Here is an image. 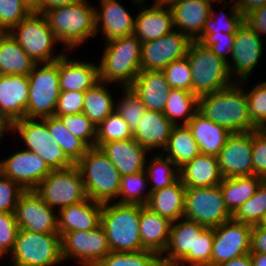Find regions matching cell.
Instances as JSON below:
<instances>
[{
  "label": "cell",
  "mask_w": 266,
  "mask_h": 266,
  "mask_svg": "<svg viewBox=\"0 0 266 266\" xmlns=\"http://www.w3.org/2000/svg\"><path fill=\"white\" fill-rule=\"evenodd\" d=\"M198 112L231 133L256 130L251 123L243 81L198 98Z\"/></svg>",
  "instance_id": "obj_1"
},
{
  "label": "cell",
  "mask_w": 266,
  "mask_h": 266,
  "mask_svg": "<svg viewBox=\"0 0 266 266\" xmlns=\"http://www.w3.org/2000/svg\"><path fill=\"white\" fill-rule=\"evenodd\" d=\"M89 0L47 10L44 15L64 50L72 51L91 37L96 38V16Z\"/></svg>",
  "instance_id": "obj_2"
},
{
  "label": "cell",
  "mask_w": 266,
  "mask_h": 266,
  "mask_svg": "<svg viewBox=\"0 0 266 266\" xmlns=\"http://www.w3.org/2000/svg\"><path fill=\"white\" fill-rule=\"evenodd\" d=\"M99 62V80L113 87L131 86L141 72L142 42L133 34L105 41ZM119 84V86L116 85Z\"/></svg>",
  "instance_id": "obj_3"
},
{
  "label": "cell",
  "mask_w": 266,
  "mask_h": 266,
  "mask_svg": "<svg viewBox=\"0 0 266 266\" xmlns=\"http://www.w3.org/2000/svg\"><path fill=\"white\" fill-rule=\"evenodd\" d=\"M140 205L103 203L101 225L109 247L115 252H139L145 250L139 234Z\"/></svg>",
  "instance_id": "obj_4"
},
{
  "label": "cell",
  "mask_w": 266,
  "mask_h": 266,
  "mask_svg": "<svg viewBox=\"0 0 266 266\" xmlns=\"http://www.w3.org/2000/svg\"><path fill=\"white\" fill-rule=\"evenodd\" d=\"M81 173L87 197L100 203L118 197L121 175L99 147H89L75 164Z\"/></svg>",
  "instance_id": "obj_5"
},
{
  "label": "cell",
  "mask_w": 266,
  "mask_h": 266,
  "mask_svg": "<svg viewBox=\"0 0 266 266\" xmlns=\"http://www.w3.org/2000/svg\"><path fill=\"white\" fill-rule=\"evenodd\" d=\"M186 57L192 72V92L196 96L219 91L234 83L227 62L201 43L191 41Z\"/></svg>",
  "instance_id": "obj_6"
},
{
  "label": "cell",
  "mask_w": 266,
  "mask_h": 266,
  "mask_svg": "<svg viewBox=\"0 0 266 266\" xmlns=\"http://www.w3.org/2000/svg\"><path fill=\"white\" fill-rule=\"evenodd\" d=\"M10 266H59L60 233H37L19 229L13 251L7 258Z\"/></svg>",
  "instance_id": "obj_7"
},
{
  "label": "cell",
  "mask_w": 266,
  "mask_h": 266,
  "mask_svg": "<svg viewBox=\"0 0 266 266\" xmlns=\"http://www.w3.org/2000/svg\"><path fill=\"white\" fill-rule=\"evenodd\" d=\"M9 34L36 63L54 62L65 54L64 50L59 51L57 55L53 54V47L59 44V41L43 13L32 11L14 26Z\"/></svg>",
  "instance_id": "obj_8"
},
{
  "label": "cell",
  "mask_w": 266,
  "mask_h": 266,
  "mask_svg": "<svg viewBox=\"0 0 266 266\" xmlns=\"http://www.w3.org/2000/svg\"><path fill=\"white\" fill-rule=\"evenodd\" d=\"M18 134L25 150L39 155L51 170L65 169L75 165L49 133L47 117L27 118L13 122V134Z\"/></svg>",
  "instance_id": "obj_9"
},
{
  "label": "cell",
  "mask_w": 266,
  "mask_h": 266,
  "mask_svg": "<svg viewBox=\"0 0 266 266\" xmlns=\"http://www.w3.org/2000/svg\"><path fill=\"white\" fill-rule=\"evenodd\" d=\"M28 80L26 117L43 119L54 116L60 94L58 60L37 63L28 75Z\"/></svg>",
  "instance_id": "obj_10"
},
{
  "label": "cell",
  "mask_w": 266,
  "mask_h": 266,
  "mask_svg": "<svg viewBox=\"0 0 266 266\" xmlns=\"http://www.w3.org/2000/svg\"><path fill=\"white\" fill-rule=\"evenodd\" d=\"M35 191L49 207L58 211L88 198L81 173L76 165L52 170Z\"/></svg>",
  "instance_id": "obj_11"
},
{
  "label": "cell",
  "mask_w": 266,
  "mask_h": 266,
  "mask_svg": "<svg viewBox=\"0 0 266 266\" xmlns=\"http://www.w3.org/2000/svg\"><path fill=\"white\" fill-rule=\"evenodd\" d=\"M184 218L206 228H216L232 219L219 185L186 188Z\"/></svg>",
  "instance_id": "obj_12"
},
{
  "label": "cell",
  "mask_w": 266,
  "mask_h": 266,
  "mask_svg": "<svg viewBox=\"0 0 266 266\" xmlns=\"http://www.w3.org/2000/svg\"><path fill=\"white\" fill-rule=\"evenodd\" d=\"M111 251L103 226L88 231L74 230L61 236L63 261H75L79 266H96Z\"/></svg>",
  "instance_id": "obj_13"
},
{
  "label": "cell",
  "mask_w": 266,
  "mask_h": 266,
  "mask_svg": "<svg viewBox=\"0 0 266 266\" xmlns=\"http://www.w3.org/2000/svg\"><path fill=\"white\" fill-rule=\"evenodd\" d=\"M263 44H266L264 38L245 23L237 30L229 59L231 61L227 62L230 77L234 82L248 80L263 56Z\"/></svg>",
  "instance_id": "obj_14"
},
{
  "label": "cell",
  "mask_w": 266,
  "mask_h": 266,
  "mask_svg": "<svg viewBox=\"0 0 266 266\" xmlns=\"http://www.w3.org/2000/svg\"><path fill=\"white\" fill-rule=\"evenodd\" d=\"M57 212L44 202L35 189H31L21 193L14 213L19 229L59 233Z\"/></svg>",
  "instance_id": "obj_15"
},
{
  "label": "cell",
  "mask_w": 266,
  "mask_h": 266,
  "mask_svg": "<svg viewBox=\"0 0 266 266\" xmlns=\"http://www.w3.org/2000/svg\"><path fill=\"white\" fill-rule=\"evenodd\" d=\"M252 225L233 219L214 228L211 265H219L251 252Z\"/></svg>",
  "instance_id": "obj_16"
},
{
  "label": "cell",
  "mask_w": 266,
  "mask_h": 266,
  "mask_svg": "<svg viewBox=\"0 0 266 266\" xmlns=\"http://www.w3.org/2000/svg\"><path fill=\"white\" fill-rule=\"evenodd\" d=\"M191 40L174 29L156 40L142 43L141 68L146 71H162L174 60L186 56Z\"/></svg>",
  "instance_id": "obj_17"
},
{
  "label": "cell",
  "mask_w": 266,
  "mask_h": 266,
  "mask_svg": "<svg viewBox=\"0 0 266 266\" xmlns=\"http://www.w3.org/2000/svg\"><path fill=\"white\" fill-rule=\"evenodd\" d=\"M206 227L185 218L171 223L167 249L161 256L163 266H195L196 234Z\"/></svg>",
  "instance_id": "obj_18"
},
{
  "label": "cell",
  "mask_w": 266,
  "mask_h": 266,
  "mask_svg": "<svg viewBox=\"0 0 266 266\" xmlns=\"http://www.w3.org/2000/svg\"><path fill=\"white\" fill-rule=\"evenodd\" d=\"M252 152L253 131L232 133L217 156L223 178L252 176Z\"/></svg>",
  "instance_id": "obj_19"
},
{
  "label": "cell",
  "mask_w": 266,
  "mask_h": 266,
  "mask_svg": "<svg viewBox=\"0 0 266 266\" xmlns=\"http://www.w3.org/2000/svg\"><path fill=\"white\" fill-rule=\"evenodd\" d=\"M1 173L24 190L35 189L52 171L34 152L20 149L0 161Z\"/></svg>",
  "instance_id": "obj_20"
},
{
  "label": "cell",
  "mask_w": 266,
  "mask_h": 266,
  "mask_svg": "<svg viewBox=\"0 0 266 266\" xmlns=\"http://www.w3.org/2000/svg\"><path fill=\"white\" fill-rule=\"evenodd\" d=\"M132 2L133 6L135 4L139 8L135 14L133 35L142 43L156 40L175 29L170 8L153 5L146 7L144 6L146 0H132Z\"/></svg>",
  "instance_id": "obj_21"
},
{
  "label": "cell",
  "mask_w": 266,
  "mask_h": 266,
  "mask_svg": "<svg viewBox=\"0 0 266 266\" xmlns=\"http://www.w3.org/2000/svg\"><path fill=\"white\" fill-rule=\"evenodd\" d=\"M96 8V34L101 30L104 41L128 36L134 32L135 15L117 0H99Z\"/></svg>",
  "instance_id": "obj_22"
},
{
  "label": "cell",
  "mask_w": 266,
  "mask_h": 266,
  "mask_svg": "<svg viewBox=\"0 0 266 266\" xmlns=\"http://www.w3.org/2000/svg\"><path fill=\"white\" fill-rule=\"evenodd\" d=\"M58 73L60 91L85 92L99 81V64L69 59L68 52L58 59Z\"/></svg>",
  "instance_id": "obj_23"
},
{
  "label": "cell",
  "mask_w": 266,
  "mask_h": 266,
  "mask_svg": "<svg viewBox=\"0 0 266 266\" xmlns=\"http://www.w3.org/2000/svg\"><path fill=\"white\" fill-rule=\"evenodd\" d=\"M101 150L107 155L121 176L145 170L149 152L134 138L104 143ZM148 153V154H146Z\"/></svg>",
  "instance_id": "obj_24"
},
{
  "label": "cell",
  "mask_w": 266,
  "mask_h": 266,
  "mask_svg": "<svg viewBox=\"0 0 266 266\" xmlns=\"http://www.w3.org/2000/svg\"><path fill=\"white\" fill-rule=\"evenodd\" d=\"M212 5L206 0H180L170 8L174 28L195 41L202 33Z\"/></svg>",
  "instance_id": "obj_25"
},
{
  "label": "cell",
  "mask_w": 266,
  "mask_h": 266,
  "mask_svg": "<svg viewBox=\"0 0 266 266\" xmlns=\"http://www.w3.org/2000/svg\"><path fill=\"white\" fill-rule=\"evenodd\" d=\"M28 95V76L0 75V112L13 122L26 117Z\"/></svg>",
  "instance_id": "obj_26"
},
{
  "label": "cell",
  "mask_w": 266,
  "mask_h": 266,
  "mask_svg": "<svg viewBox=\"0 0 266 266\" xmlns=\"http://www.w3.org/2000/svg\"><path fill=\"white\" fill-rule=\"evenodd\" d=\"M103 203L90 198L73 204L58 211V232L62 236L74 230L88 231L101 224Z\"/></svg>",
  "instance_id": "obj_27"
},
{
  "label": "cell",
  "mask_w": 266,
  "mask_h": 266,
  "mask_svg": "<svg viewBox=\"0 0 266 266\" xmlns=\"http://www.w3.org/2000/svg\"><path fill=\"white\" fill-rule=\"evenodd\" d=\"M174 126L163 112L146 110L133 132V138L148 151H163Z\"/></svg>",
  "instance_id": "obj_28"
},
{
  "label": "cell",
  "mask_w": 266,
  "mask_h": 266,
  "mask_svg": "<svg viewBox=\"0 0 266 266\" xmlns=\"http://www.w3.org/2000/svg\"><path fill=\"white\" fill-rule=\"evenodd\" d=\"M131 87L147 110L163 112L171 91L163 71L141 70Z\"/></svg>",
  "instance_id": "obj_29"
},
{
  "label": "cell",
  "mask_w": 266,
  "mask_h": 266,
  "mask_svg": "<svg viewBox=\"0 0 266 266\" xmlns=\"http://www.w3.org/2000/svg\"><path fill=\"white\" fill-rule=\"evenodd\" d=\"M171 223L146 205H140L139 234L143 248L162 256L169 243Z\"/></svg>",
  "instance_id": "obj_30"
},
{
  "label": "cell",
  "mask_w": 266,
  "mask_h": 266,
  "mask_svg": "<svg viewBox=\"0 0 266 266\" xmlns=\"http://www.w3.org/2000/svg\"><path fill=\"white\" fill-rule=\"evenodd\" d=\"M180 179L186 188L213 187L222 182L216 156L200 153L179 169Z\"/></svg>",
  "instance_id": "obj_31"
},
{
  "label": "cell",
  "mask_w": 266,
  "mask_h": 266,
  "mask_svg": "<svg viewBox=\"0 0 266 266\" xmlns=\"http://www.w3.org/2000/svg\"><path fill=\"white\" fill-rule=\"evenodd\" d=\"M186 186L179 178L168 187L151 192L147 207L170 222L184 218Z\"/></svg>",
  "instance_id": "obj_32"
},
{
  "label": "cell",
  "mask_w": 266,
  "mask_h": 266,
  "mask_svg": "<svg viewBox=\"0 0 266 266\" xmlns=\"http://www.w3.org/2000/svg\"><path fill=\"white\" fill-rule=\"evenodd\" d=\"M203 154L218 156L232 134L225 127L214 123L197 112L187 124Z\"/></svg>",
  "instance_id": "obj_33"
},
{
  "label": "cell",
  "mask_w": 266,
  "mask_h": 266,
  "mask_svg": "<svg viewBox=\"0 0 266 266\" xmlns=\"http://www.w3.org/2000/svg\"><path fill=\"white\" fill-rule=\"evenodd\" d=\"M36 64L9 32H0V75L28 76Z\"/></svg>",
  "instance_id": "obj_34"
},
{
  "label": "cell",
  "mask_w": 266,
  "mask_h": 266,
  "mask_svg": "<svg viewBox=\"0 0 266 266\" xmlns=\"http://www.w3.org/2000/svg\"><path fill=\"white\" fill-rule=\"evenodd\" d=\"M179 169L201 153L187 125L174 126L165 149L161 152Z\"/></svg>",
  "instance_id": "obj_35"
},
{
  "label": "cell",
  "mask_w": 266,
  "mask_h": 266,
  "mask_svg": "<svg viewBox=\"0 0 266 266\" xmlns=\"http://www.w3.org/2000/svg\"><path fill=\"white\" fill-rule=\"evenodd\" d=\"M263 182V178L252 175L223 178L219 184L227 209L233 215L236 210L253 196Z\"/></svg>",
  "instance_id": "obj_36"
},
{
  "label": "cell",
  "mask_w": 266,
  "mask_h": 266,
  "mask_svg": "<svg viewBox=\"0 0 266 266\" xmlns=\"http://www.w3.org/2000/svg\"><path fill=\"white\" fill-rule=\"evenodd\" d=\"M107 82L99 80L85 91L82 113L97 127L112 112L115 111V100L107 89Z\"/></svg>",
  "instance_id": "obj_37"
},
{
  "label": "cell",
  "mask_w": 266,
  "mask_h": 266,
  "mask_svg": "<svg viewBox=\"0 0 266 266\" xmlns=\"http://www.w3.org/2000/svg\"><path fill=\"white\" fill-rule=\"evenodd\" d=\"M198 98L191 91L171 88L163 114L175 126L187 125L198 112Z\"/></svg>",
  "instance_id": "obj_38"
},
{
  "label": "cell",
  "mask_w": 266,
  "mask_h": 266,
  "mask_svg": "<svg viewBox=\"0 0 266 266\" xmlns=\"http://www.w3.org/2000/svg\"><path fill=\"white\" fill-rule=\"evenodd\" d=\"M145 171L148 183L152 184L150 192L168 187L180 178L179 168L161 152L147 159Z\"/></svg>",
  "instance_id": "obj_39"
},
{
  "label": "cell",
  "mask_w": 266,
  "mask_h": 266,
  "mask_svg": "<svg viewBox=\"0 0 266 266\" xmlns=\"http://www.w3.org/2000/svg\"><path fill=\"white\" fill-rule=\"evenodd\" d=\"M49 133L64 150L66 155L76 164L89 148L82 140L74 136L56 116L47 117Z\"/></svg>",
  "instance_id": "obj_40"
},
{
  "label": "cell",
  "mask_w": 266,
  "mask_h": 266,
  "mask_svg": "<svg viewBox=\"0 0 266 266\" xmlns=\"http://www.w3.org/2000/svg\"><path fill=\"white\" fill-rule=\"evenodd\" d=\"M230 6V11H227L229 12L228 15H226L227 13L224 15L223 11H221L222 13L215 12L212 6L210 16L205 22L203 31L195 41L200 42L207 34L236 33L244 23V15L238 11V7L234 3L230 4Z\"/></svg>",
  "instance_id": "obj_41"
},
{
  "label": "cell",
  "mask_w": 266,
  "mask_h": 266,
  "mask_svg": "<svg viewBox=\"0 0 266 266\" xmlns=\"http://www.w3.org/2000/svg\"><path fill=\"white\" fill-rule=\"evenodd\" d=\"M148 178L146 171L121 176L119 194L116 199L117 203L121 204H138L147 205L151 192H146L148 189Z\"/></svg>",
  "instance_id": "obj_42"
},
{
  "label": "cell",
  "mask_w": 266,
  "mask_h": 266,
  "mask_svg": "<svg viewBox=\"0 0 266 266\" xmlns=\"http://www.w3.org/2000/svg\"><path fill=\"white\" fill-rule=\"evenodd\" d=\"M96 266H163L161 256L155 252L110 251Z\"/></svg>",
  "instance_id": "obj_43"
},
{
  "label": "cell",
  "mask_w": 266,
  "mask_h": 266,
  "mask_svg": "<svg viewBox=\"0 0 266 266\" xmlns=\"http://www.w3.org/2000/svg\"><path fill=\"white\" fill-rule=\"evenodd\" d=\"M121 90L123 94L118 102L115 103V111L129 125L133 133L147 109L131 86L122 87Z\"/></svg>",
  "instance_id": "obj_44"
},
{
  "label": "cell",
  "mask_w": 266,
  "mask_h": 266,
  "mask_svg": "<svg viewBox=\"0 0 266 266\" xmlns=\"http://www.w3.org/2000/svg\"><path fill=\"white\" fill-rule=\"evenodd\" d=\"M266 211V184L262 182L255 194L247 199L232 215L234 221L259 225Z\"/></svg>",
  "instance_id": "obj_45"
},
{
  "label": "cell",
  "mask_w": 266,
  "mask_h": 266,
  "mask_svg": "<svg viewBox=\"0 0 266 266\" xmlns=\"http://www.w3.org/2000/svg\"><path fill=\"white\" fill-rule=\"evenodd\" d=\"M133 138L129 125L116 112H112L96 129V147L104 143Z\"/></svg>",
  "instance_id": "obj_46"
},
{
  "label": "cell",
  "mask_w": 266,
  "mask_h": 266,
  "mask_svg": "<svg viewBox=\"0 0 266 266\" xmlns=\"http://www.w3.org/2000/svg\"><path fill=\"white\" fill-rule=\"evenodd\" d=\"M248 80H244V89L248 102V112L251 123L257 129H264L266 126V81L258 82L251 90L246 89Z\"/></svg>",
  "instance_id": "obj_47"
},
{
  "label": "cell",
  "mask_w": 266,
  "mask_h": 266,
  "mask_svg": "<svg viewBox=\"0 0 266 266\" xmlns=\"http://www.w3.org/2000/svg\"><path fill=\"white\" fill-rule=\"evenodd\" d=\"M32 11L26 0H0V32H9Z\"/></svg>",
  "instance_id": "obj_48"
},
{
  "label": "cell",
  "mask_w": 266,
  "mask_h": 266,
  "mask_svg": "<svg viewBox=\"0 0 266 266\" xmlns=\"http://www.w3.org/2000/svg\"><path fill=\"white\" fill-rule=\"evenodd\" d=\"M58 117L70 133L82 140L88 147H96V129L94 123L83 113L61 115Z\"/></svg>",
  "instance_id": "obj_49"
},
{
  "label": "cell",
  "mask_w": 266,
  "mask_h": 266,
  "mask_svg": "<svg viewBox=\"0 0 266 266\" xmlns=\"http://www.w3.org/2000/svg\"><path fill=\"white\" fill-rule=\"evenodd\" d=\"M162 71L171 88L192 92V72L186 56L174 60Z\"/></svg>",
  "instance_id": "obj_50"
},
{
  "label": "cell",
  "mask_w": 266,
  "mask_h": 266,
  "mask_svg": "<svg viewBox=\"0 0 266 266\" xmlns=\"http://www.w3.org/2000/svg\"><path fill=\"white\" fill-rule=\"evenodd\" d=\"M19 226L14 212H0V247L9 255L15 246Z\"/></svg>",
  "instance_id": "obj_51"
},
{
  "label": "cell",
  "mask_w": 266,
  "mask_h": 266,
  "mask_svg": "<svg viewBox=\"0 0 266 266\" xmlns=\"http://www.w3.org/2000/svg\"><path fill=\"white\" fill-rule=\"evenodd\" d=\"M24 189L0 173V212H15L16 205Z\"/></svg>",
  "instance_id": "obj_52"
},
{
  "label": "cell",
  "mask_w": 266,
  "mask_h": 266,
  "mask_svg": "<svg viewBox=\"0 0 266 266\" xmlns=\"http://www.w3.org/2000/svg\"><path fill=\"white\" fill-rule=\"evenodd\" d=\"M235 34L219 33V34H207L199 43L204 47L210 48L214 54L223 58L226 62L231 58L233 51Z\"/></svg>",
  "instance_id": "obj_53"
},
{
  "label": "cell",
  "mask_w": 266,
  "mask_h": 266,
  "mask_svg": "<svg viewBox=\"0 0 266 266\" xmlns=\"http://www.w3.org/2000/svg\"><path fill=\"white\" fill-rule=\"evenodd\" d=\"M85 92L60 91L54 116L82 113Z\"/></svg>",
  "instance_id": "obj_54"
},
{
  "label": "cell",
  "mask_w": 266,
  "mask_h": 266,
  "mask_svg": "<svg viewBox=\"0 0 266 266\" xmlns=\"http://www.w3.org/2000/svg\"><path fill=\"white\" fill-rule=\"evenodd\" d=\"M253 175L266 176V131L253 130Z\"/></svg>",
  "instance_id": "obj_55"
},
{
  "label": "cell",
  "mask_w": 266,
  "mask_h": 266,
  "mask_svg": "<svg viewBox=\"0 0 266 266\" xmlns=\"http://www.w3.org/2000/svg\"><path fill=\"white\" fill-rule=\"evenodd\" d=\"M214 228H206L201 234H196L195 266L211 264Z\"/></svg>",
  "instance_id": "obj_56"
},
{
  "label": "cell",
  "mask_w": 266,
  "mask_h": 266,
  "mask_svg": "<svg viewBox=\"0 0 266 266\" xmlns=\"http://www.w3.org/2000/svg\"><path fill=\"white\" fill-rule=\"evenodd\" d=\"M244 23L261 37L266 35V5L261 6L244 16ZM264 34V35H263Z\"/></svg>",
  "instance_id": "obj_57"
},
{
  "label": "cell",
  "mask_w": 266,
  "mask_h": 266,
  "mask_svg": "<svg viewBox=\"0 0 266 266\" xmlns=\"http://www.w3.org/2000/svg\"><path fill=\"white\" fill-rule=\"evenodd\" d=\"M266 254V227L253 225L251 232V252Z\"/></svg>",
  "instance_id": "obj_58"
},
{
  "label": "cell",
  "mask_w": 266,
  "mask_h": 266,
  "mask_svg": "<svg viewBox=\"0 0 266 266\" xmlns=\"http://www.w3.org/2000/svg\"><path fill=\"white\" fill-rule=\"evenodd\" d=\"M80 0H35L31 5L32 10L38 13H45L47 10L67 6L79 2Z\"/></svg>",
  "instance_id": "obj_59"
},
{
  "label": "cell",
  "mask_w": 266,
  "mask_h": 266,
  "mask_svg": "<svg viewBox=\"0 0 266 266\" xmlns=\"http://www.w3.org/2000/svg\"><path fill=\"white\" fill-rule=\"evenodd\" d=\"M234 1L232 0L231 2H233L238 7V11L242 13L244 16L247 13L253 11L254 9L266 5V0H234Z\"/></svg>",
  "instance_id": "obj_60"
},
{
  "label": "cell",
  "mask_w": 266,
  "mask_h": 266,
  "mask_svg": "<svg viewBox=\"0 0 266 266\" xmlns=\"http://www.w3.org/2000/svg\"><path fill=\"white\" fill-rule=\"evenodd\" d=\"M218 266H252V259L250 257V254H245L233 258L230 261L223 262Z\"/></svg>",
  "instance_id": "obj_61"
},
{
  "label": "cell",
  "mask_w": 266,
  "mask_h": 266,
  "mask_svg": "<svg viewBox=\"0 0 266 266\" xmlns=\"http://www.w3.org/2000/svg\"><path fill=\"white\" fill-rule=\"evenodd\" d=\"M9 131L13 133V121L0 112V140L2 137L4 138Z\"/></svg>",
  "instance_id": "obj_62"
},
{
  "label": "cell",
  "mask_w": 266,
  "mask_h": 266,
  "mask_svg": "<svg viewBox=\"0 0 266 266\" xmlns=\"http://www.w3.org/2000/svg\"><path fill=\"white\" fill-rule=\"evenodd\" d=\"M252 259V266H266V254L249 253Z\"/></svg>",
  "instance_id": "obj_63"
},
{
  "label": "cell",
  "mask_w": 266,
  "mask_h": 266,
  "mask_svg": "<svg viewBox=\"0 0 266 266\" xmlns=\"http://www.w3.org/2000/svg\"><path fill=\"white\" fill-rule=\"evenodd\" d=\"M180 0H153V3L151 5L153 6H159V7H165V8H171L175 4H177Z\"/></svg>",
  "instance_id": "obj_64"
},
{
  "label": "cell",
  "mask_w": 266,
  "mask_h": 266,
  "mask_svg": "<svg viewBox=\"0 0 266 266\" xmlns=\"http://www.w3.org/2000/svg\"><path fill=\"white\" fill-rule=\"evenodd\" d=\"M207 2H209L212 6H213V3H219V2H223V4L227 7L229 5V3L227 2V0H206Z\"/></svg>",
  "instance_id": "obj_65"
},
{
  "label": "cell",
  "mask_w": 266,
  "mask_h": 266,
  "mask_svg": "<svg viewBox=\"0 0 266 266\" xmlns=\"http://www.w3.org/2000/svg\"><path fill=\"white\" fill-rule=\"evenodd\" d=\"M259 225H261L263 227H266V211H265V213L263 215V218H262V221H261V223Z\"/></svg>",
  "instance_id": "obj_66"
},
{
  "label": "cell",
  "mask_w": 266,
  "mask_h": 266,
  "mask_svg": "<svg viewBox=\"0 0 266 266\" xmlns=\"http://www.w3.org/2000/svg\"><path fill=\"white\" fill-rule=\"evenodd\" d=\"M6 255V256H5ZM5 257H8L7 254L2 250V248L0 247V260H3V258L5 259Z\"/></svg>",
  "instance_id": "obj_67"
},
{
  "label": "cell",
  "mask_w": 266,
  "mask_h": 266,
  "mask_svg": "<svg viewBox=\"0 0 266 266\" xmlns=\"http://www.w3.org/2000/svg\"><path fill=\"white\" fill-rule=\"evenodd\" d=\"M26 1H28L32 5L35 0H26Z\"/></svg>",
  "instance_id": "obj_68"
},
{
  "label": "cell",
  "mask_w": 266,
  "mask_h": 266,
  "mask_svg": "<svg viewBox=\"0 0 266 266\" xmlns=\"http://www.w3.org/2000/svg\"><path fill=\"white\" fill-rule=\"evenodd\" d=\"M198 266H218V265L207 264V265H198Z\"/></svg>",
  "instance_id": "obj_69"
},
{
  "label": "cell",
  "mask_w": 266,
  "mask_h": 266,
  "mask_svg": "<svg viewBox=\"0 0 266 266\" xmlns=\"http://www.w3.org/2000/svg\"><path fill=\"white\" fill-rule=\"evenodd\" d=\"M263 182L266 184V176L263 178Z\"/></svg>",
  "instance_id": "obj_70"
}]
</instances>
